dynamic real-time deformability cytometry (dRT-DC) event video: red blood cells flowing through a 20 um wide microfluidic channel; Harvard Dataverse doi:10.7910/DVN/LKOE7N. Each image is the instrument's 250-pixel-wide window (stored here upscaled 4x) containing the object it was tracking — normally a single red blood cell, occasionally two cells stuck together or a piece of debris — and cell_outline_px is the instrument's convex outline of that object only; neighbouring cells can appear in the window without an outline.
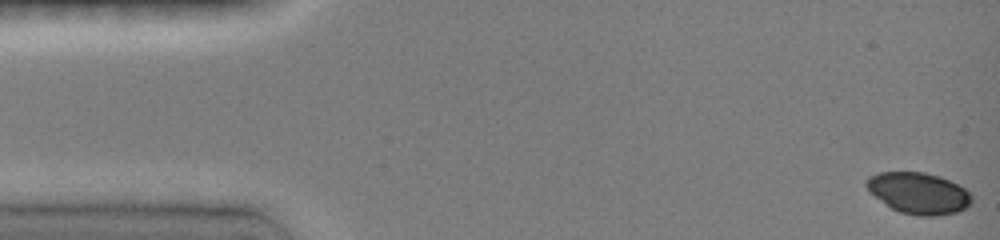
{"species": "common noctule bat (a hibernating species)", "species_latin": "Nyctalus noctula", "temperature_condition": "room temperature", "stored_images_in_passage": 48, "camera_frame_rate_fps": 3000, "um_per_image_px": 0.085, "animal": {"sex": "female", "body_mass_g": 19.0, "forearm_length_mm": 51.5}, "frame": {"image": 1, "passage_image": 1, "time_ms": 0.0, "image_size_px": [1000, 240], "cell_outline_px": [[972, 204], [956, 212], [936, 216], [920, 216], [900, 212], [892, 208], [868, 192], [864, 184], [868, 176], [876, 172], [924, 172], [940, 176], [964, 188], [972, 196]], "centroid_in_image_um": [78.04, 16.41], "position_along_channel_um": 7.0, "area_um2": 25.43}}
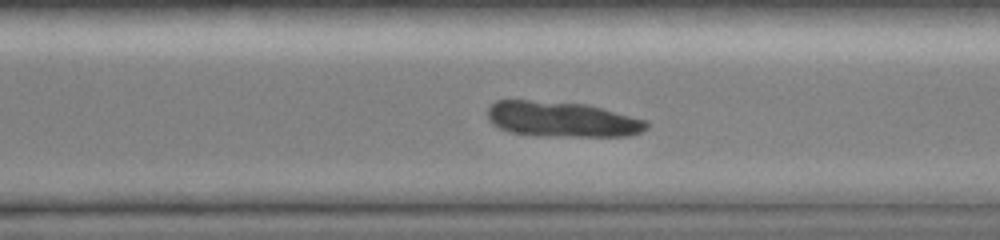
{"frame": {"image": 2, "passage_image": 34, "time_ms": 11.0, "image_size_px": [1000, 240], "cell_outline_px": [[648, 128], [640, 132], [628, 136], [536, 136], [512, 132], [500, 128], [492, 124], [488, 120], [488, 108], [496, 100], [528, 100], [588, 104], [648, 120]], "centroid_in_image_um": [47.78, 10.14], "position_along_channel_um": 322.8, "area_um2": 32.95}}
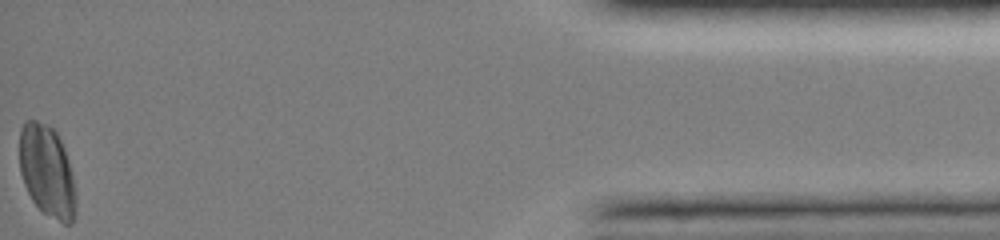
{"frame": {"image": 3, "passage_image": 48, "time_ms": 15.667, "image_size_px": [1000, 240], "cell_outline_px": [[76, 212], [72, 224], [64, 224], [44, 212], [32, 200], [24, 184], [20, 172], [20, 128], [24, 120], [36, 120], [48, 124], [56, 132], [64, 148], [68, 160], [72, 176]], "centroid_in_image_um": [3.98, 14.53], "position_along_channel_um": 431.2, "area_um2": 29.88}}